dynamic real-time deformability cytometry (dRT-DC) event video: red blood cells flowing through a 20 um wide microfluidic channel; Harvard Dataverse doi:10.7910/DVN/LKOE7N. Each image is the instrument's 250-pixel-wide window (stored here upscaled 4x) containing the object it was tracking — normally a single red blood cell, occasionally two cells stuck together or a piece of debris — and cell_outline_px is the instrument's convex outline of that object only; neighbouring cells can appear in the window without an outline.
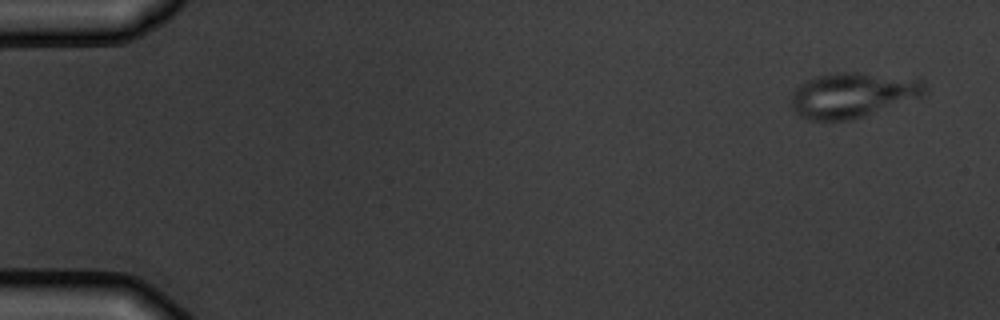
{"species": "common noctule bat (a hibernating species)", "species_latin": "Nyctalus noctula", "temperature_condition": "warm", "stored_images_in_passage": 5, "camera_frame_rate_fps": 3000, "um_per_image_px": 0.085, "animal": {"sex": "male", "body_mass_g": 19.5, "forearm_length_mm": 54.6}, "frame": {"image": 1, "passage_image": 1, "time_ms": 0.0, "image_size_px": [1000, 320], "cell_outline_px": [[924, 92], [920, 96], [864, 116], [852, 120], [808, 120], [800, 116], [792, 108], [792, 92], [804, 80], [816, 76], [836, 72], [860, 72], [924, 80]], "centroid_in_image_um": [72.4, 8.07], "position_along_channel_um": 12.6, "area_um2": 34.74}}